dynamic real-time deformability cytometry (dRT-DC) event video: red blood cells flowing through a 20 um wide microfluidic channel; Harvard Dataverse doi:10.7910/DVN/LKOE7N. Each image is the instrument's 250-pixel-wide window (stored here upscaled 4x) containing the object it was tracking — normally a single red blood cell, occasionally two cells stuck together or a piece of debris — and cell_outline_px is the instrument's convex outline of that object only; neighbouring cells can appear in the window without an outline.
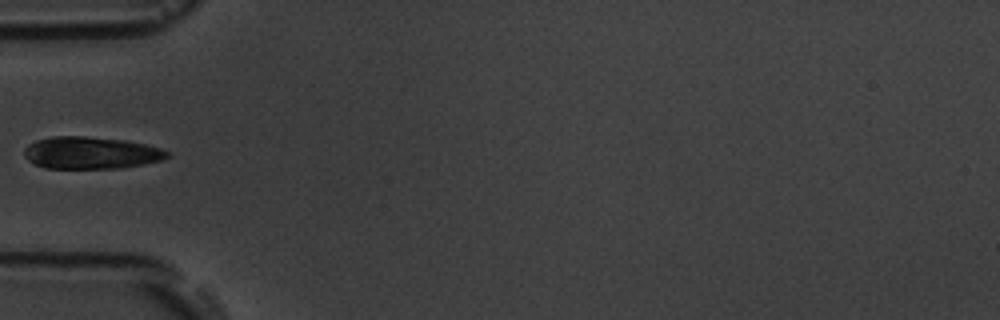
{"species": "common noctule bat (a hibernating species)", "species_latin": "Nyctalus noctula", "temperature_condition": "room temperature", "stored_images_in_passage": 6, "camera_frame_rate_fps": 3000, "um_per_image_px": 0.085, "animal": {"sex": "male", "body_mass_g": 19.5, "forearm_length_mm": 54.6}, "frame": {"image": 1, "passage_image": 6, "time_ms": 6.0, "image_size_px": [1000, 320], "cell_outline_px": [[172, 156], [160, 160], [144, 164], [120, 168], [44, 168], [28, 160], [24, 156], [24, 148], [28, 144], [36, 140], [52, 136], [84, 136], [124, 140], [144, 144], [160, 148], [168, 152]], "centroid_in_image_um": [7.71, 12.99], "position_along_channel_um": 77.3, "area_um2": 26.76}}